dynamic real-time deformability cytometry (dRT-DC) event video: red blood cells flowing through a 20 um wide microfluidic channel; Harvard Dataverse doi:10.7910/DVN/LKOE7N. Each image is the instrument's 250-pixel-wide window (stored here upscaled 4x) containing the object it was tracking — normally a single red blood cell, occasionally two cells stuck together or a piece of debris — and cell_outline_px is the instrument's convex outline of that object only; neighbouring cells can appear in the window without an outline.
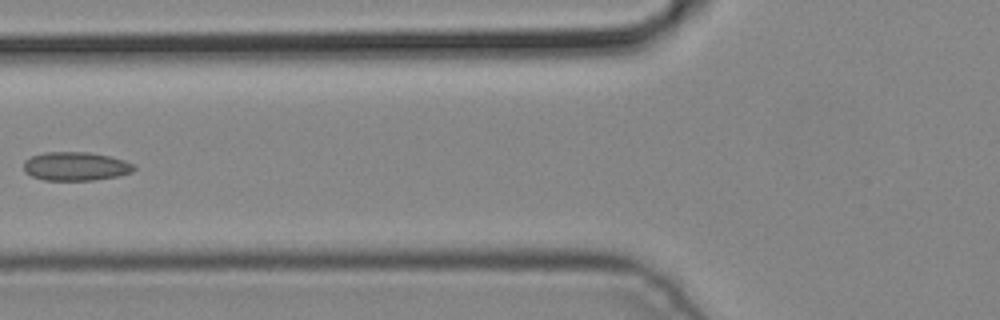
{"species": "common noctule bat (a hibernating species)", "species_latin": "Nyctalus noctula", "temperature_condition": "cold", "stored_images_in_passage": 3, "camera_frame_rate_fps": 3000, "um_per_image_px": 0.085, "animal": {"sex": "male", "body_mass_g": 19.2, "forearm_length_mm": 51.8}, "frame": {"image": 1, "passage_image": 3, "time_ms": 0.667, "image_size_px": [1000, 320], "cell_outline_px": [[136, 168], [132, 172], [120, 176], [92, 180], [44, 180], [32, 176], [24, 172], [24, 160], [32, 156], [44, 152], [88, 152], [108, 156], [124, 160], [136, 164]], "centroid_in_image_um": [6.45, 14.14], "position_along_channel_um": 119.3, "area_um2": 18.55}}